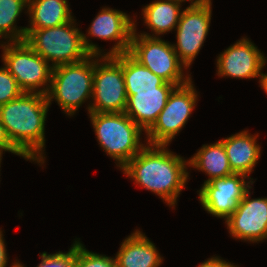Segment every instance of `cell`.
<instances>
[{
	"label": "cell",
	"mask_w": 267,
	"mask_h": 267,
	"mask_svg": "<svg viewBox=\"0 0 267 267\" xmlns=\"http://www.w3.org/2000/svg\"><path fill=\"white\" fill-rule=\"evenodd\" d=\"M3 231L0 230V267H6L8 264V255L7 249L5 245V240L3 239Z\"/></svg>",
	"instance_id": "cell-28"
},
{
	"label": "cell",
	"mask_w": 267,
	"mask_h": 267,
	"mask_svg": "<svg viewBox=\"0 0 267 267\" xmlns=\"http://www.w3.org/2000/svg\"><path fill=\"white\" fill-rule=\"evenodd\" d=\"M175 87L166 82L156 90L134 91V95L127 98L124 112L146 133L156 122Z\"/></svg>",
	"instance_id": "cell-15"
},
{
	"label": "cell",
	"mask_w": 267,
	"mask_h": 267,
	"mask_svg": "<svg viewBox=\"0 0 267 267\" xmlns=\"http://www.w3.org/2000/svg\"><path fill=\"white\" fill-rule=\"evenodd\" d=\"M46 95L23 93L0 106V122L11 143L27 158L44 165L45 121L49 108Z\"/></svg>",
	"instance_id": "cell-2"
},
{
	"label": "cell",
	"mask_w": 267,
	"mask_h": 267,
	"mask_svg": "<svg viewBox=\"0 0 267 267\" xmlns=\"http://www.w3.org/2000/svg\"><path fill=\"white\" fill-rule=\"evenodd\" d=\"M134 23L125 12L104 7L92 21L87 35L117 41L104 56L119 55L129 51Z\"/></svg>",
	"instance_id": "cell-14"
},
{
	"label": "cell",
	"mask_w": 267,
	"mask_h": 267,
	"mask_svg": "<svg viewBox=\"0 0 267 267\" xmlns=\"http://www.w3.org/2000/svg\"><path fill=\"white\" fill-rule=\"evenodd\" d=\"M187 166L189 161L168 150L167 145L146 143L121 170L135 181L134 184L157 194L169 207L174 208L189 179Z\"/></svg>",
	"instance_id": "cell-1"
},
{
	"label": "cell",
	"mask_w": 267,
	"mask_h": 267,
	"mask_svg": "<svg viewBox=\"0 0 267 267\" xmlns=\"http://www.w3.org/2000/svg\"><path fill=\"white\" fill-rule=\"evenodd\" d=\"M250 194L248 189L225 223L235 239L257 243L267 239V198L251 199Z\"/></svg>",
	"instance_id": "cell-13"
},
{
	"label": "cell",
	"mask_w": 267,
	"mask_h": 267,
	"mask_svg": "<svg viewBox=\"0 0 267 267\" xmlns=\"http://www.w3.org/2000/svg\"><path fill=\"white\" fill-rule=\"evenodd\" d=\"M95 55L84 60L53 67L47 101L55 99L60 108L73 116L78 108L92 98Z\"/></svg>",
	"instance_id": "cell-5"
},
{
	"label": "cell",
	"mask_w": 267,
	"mask_h": 267,
	"mask_svg": "<svg viewBox=\"0 0 267 267\" xmlns=\"http://www.w3.org/2000/svg\"><path fill=\"white\" fill-rule=\"evenodd\" d=\"M25 8H28V0H0V39L7 38L8 42L25 40L26 27H16V21Z\"/></svg>",
	"instance_id": "cell-22"
},
{
	"label": "cell",
	"mask_w": 267,
	"mask_h": 267,
	"mask_svg": "<svg viewBox=\"0 0 267 267\" xmlns=\"http://www.w3.org/2000/svg\"><path fill=\"white\" fill-rule=\"evenodd\" d=\"M212 5H189L180 16L176 45L172 44L179 60L189 69L208 35Z\"/></svg>",
	"instance_id": "cell-11"
},
{
	"label": "cell",
	"mask_w": 267,
	"mask_h": 267,
	"mask_svg": "<svg viewBox=\"0 0 267 267\" xmlns=\"http://www.w3.org/2000/svg\"><path fill=\"white\" fill-rule=\"evenodd\" d=\"M192 83L191 79L184 85L176 86L170 93L166 106L146 132L147 144L168 146L185 127L198 100L196 88Z\"/></svg>",
	"instance_id": "cell-9"
},
{
	"label": "cell",
	"mask_w": 267,
	"mask_h": 267,
	"mask_svg": "<svg viewBox=\"0 0 267 267\" xmlns=\"http://www.w3.org/2000/svg\"><path fill=\"white\" fill-rule=\"evenodd\" d=\"M79 240L73 242L74 267H118L115 257L88 251Z\"/></svg>",
	"instance_id": "cell-23"
},
{
	"label": "cell",
	"mask_w": 267,
	"mask_h": 267,
	"mask_svg": "<svg viewBox=\"0 0 267 267\" xmlns=\"http://www.w3.org/2000/svg\"><path fill=\"white\" fill-rule=\"evenodd\" d=\"M91 100L93 103L87 107L88 114L125 111L127 94L123 76V53L115 56L95 55Z\"/></svg>",
	"instance_id": "cell-6"
},
{
	"label": "cell",
	"mask_w": 267,
	"mask_h": 267,
	"mask_svg": "<svg viewBox=\"0 0 267 267\" xmlns=\"http://www.w3.org/2000/svg\"><path fill=\"white\" fill-rule=\"evenodd\" d=\"M13 265L11 267H24L23 264H21L19 261H14V263H12Z\"/></svg>",
	"instance_id": "cell-31"
},
{
	"label": "cell",
	"mask_w": 267,
	"mask_h": 267,
	"mask_svg": "<svg viewBox=\"0 0 267 267\" xmlns=\"http://www.w3.org/2000/svg\"><path fill=\"white\" fill-rule=\"evenodd\" d=\"M123 76L127 98L134 95V91L156 90L166 83L164 79L140 64L128 52L123 53Z\"/></svg>",
	"instance_id": "cell-21"
},
{
	"label": "cell",
	"mask_w": 267,
	"mask_h": 267,
	"mask_svg": "<svg viewBox=\"0 0 267 267\" xmlns=\"http://www.w3.org/2000/svg\"><path fill=\"white\" fill-rule=\"evenodd\" d=\"M136 23L128 53L140 64L164 79L167 83L181 86L191 80L185 75L186 66L179 60L171 43L160 37H147L136 33ZM185 75V76H184Z\"/></svg>",
	"instance_id": "cell-8"
},
{
	"label": "cell",
	"mask_w": 267,
	"mask_h": 267,
	"mask_svg": "<svg viewBox=\"0 0 267 267\" xmlns=\"http://www.w3.org/2000/svg\"><path fill=\"white\" fill-rule=\"evenodd\" d=\"M258 136V134L251 135L247 130H244L221 139L234 173L249 177L253 171L261 156V147L256 143Z\"/></svg>",
	"instance_id": "cell-16"
},
{
	"label": "cell",
	"mask_w": 267,
	"mask_h": 267,
	"mask_svg": "<svg viewBox=\"0 0 267 267\" xmlns=\"http://www.w3.org/2000/svg\"><path fill=\"white\" fill-rule=\"evenodd\" d=\"M266 58L254 43L243 37L217 57V75L237 79L259 78L261 84Z\"/></svg>",
	"instance_id": "cell-12"
},
{
	"label": "cell",
	"mask_w": 267,
	"mask_h": 267,
	"mask_svg": "<svg viewBox=\"0 0 267 267\" xmlns=\"http://www.w3.org/2000/svg\"><path fill=\"white\" fill-rule=\"evenodd\" d=\"M245 179H250V181ZM254 182L251 177L233 173L232 175L203 183L198 191V198L207 213L226 221L236 210L246 191L252 188L250 185Z\"/></svg>",
	"instance_id": "cell-10"
},
{
	"label": "cell",
	"mask_w": 267,
	"mask_h": 267,
	"mask_svg": "<svg viewBox=\"0 0 267 267\" xmlns=\"http://www.w3.org/2000/svg\"><path fill=\"white\" fill-rule=\"evenodd\" d=\"M39 256L42 258L41 263L36 267H74L73 244L67 253L59 251L47 254V252H42Z\"/></svg>",
	"instance_id": "cell-25"
},
{
	"label": "cell",
	"mask_w": 267,
	"mask_h": 267,
	"mask_svg": "<svg viewBox=\"0 0 267 267\" xmlns=\"http://www.w3.org/2000/svg\"><path fill=\"white\" fill-rule=\"evenodd\" d=\"M75 19L50 28L26 30V43L52 67L76 63L89 55L104 56L100 47L76 28ZM102 53V54H101Z\"/></svg>",
	"instance_id": "cell-3"
},
{
	"label": "cell",
	"mask_w": 267,
	"mask_h": 267,
	"mask_svg": "<svg viewBox=\"0 0 267 267\" xmlns=\"http://www.w3.org/2000/svg\"><path fill=\"white\" fill-rule=\"evenodd\" d=\"M89 117L99 145L120 169L146 145L142 129L125 113H95Z\"/></svg>",
	"instance_id": "cell-4"
},
{
	"label": "cell",
	"mask_w": 267,
	"mask_h": 267,
	"mask_svg": "<svg viewBox=\"0 0 267 267\" xmlns=\"http://www.w3.org/2000/svg\"><path fill=\"white\" fill-rule=\"evenodd\" d=\"M181 2L189 1L190 5H212L211 0H179Z\"/></svg>",
	"instance_id": "cell-29"
},
{
	"label": "cell",
	"mask_w": 267,
	"mask_h": 267,
	"mask_svg": "<svg viewBox=\"0 0 267 267\" xmlns=\"http://www.w3.org/2000/svg\"><path fill=\"white\" fill-rule=\"evenodd\" d=\"M1 160H2V155L0 154V167H1V162H2Z\"/></svg>",
	"instance_id": "cell-32"
},
{
	"label": "cell",
	"mask_w": 267,
	"mask_h": 267,
	"mask_svg": "<svg viewBox=\"0 0 267 267\" xmlns=\"http://www.w3.org/2000/svg\"><path fill=\"white\" fill-rule=\"evenodd\" d=\"M3 65L24 93H48L53 67L26 41L0 43ZM41 87V88H40Z\"/></svg>",
	"instance_id": "cell-7"
},
{
	"label": "cell",
	"mask_w": 267,
	"mask_h": 267,
	"mask_svg": "<svg viewBox=\"0 0 267 267\" xmlns=\"http://www.w3.org/2000/svg\"><path fill=\"white\" fill-rule=\"evenodd\" d=\"M23 93L8 69L5 66L0 67V106L20 97Z\"/></svg>",
	"instance_id": "cell-24"
},
{
	"label": "cell",
	"mask_w": 267,
	"mask_h": 267,
	"mask_svg": "<svg viewBox=\"0 0 267 267\" xmlns=\"http://www.w3.org/2000/svg\"><path fill=\"white\" fill-rule=\"evenodd\" d=\"M260 86L267 94V73H263Z\"/></svg>",
	"instance_id": "cell-30"
},
{
	"label": "cell",
	"mask_w": 267,
	"mask_h": 267,
	"mask_svg": "<svg viewBox=\"0 0 267 267\" xmlns=\"http://www.w3.org/2000/svg\"><path fill=\"white\" fill-rule=\"evenodd\" d=\"M155 245L140 230L126 237L116 256L118 267H160L163 258Z\"/></svg>",
	"instance_id": "cell-17"
},
{
	"label": "cell",
	"mask_w": 267,
	"mask_h": 267,
	"mask_svg": "<svg viewBox=\"0 0 267 267\" xmlns=\"http://www.w3.org/2000/svg\"><path fill=\"white\" fill-rule=\"evenodd\" d=\"M188 161L189 167L205 172L209 176L204 183L234 173L221 140L213 144L203 145Z\"/></svg>",
	"instance_id": "cell-20"
},
{
	"label": "cell",
	"mask_w": 267,
	"mask_h": 267,
	"mask_svg": "<svg viewBox=\"0 0 267 267\" xmlns=\"http://www.w3.org/2000/svg\"><path fill=\"white\" fill-rule=\"evenodd\" d=\"M3 151L11 152L15 155L21 156L24 159H27L10 141L5 131L4 126L0 122V154H3Z\"/></svg>",
	"instance_id": "cell-26"
},
{
	"label": "cell",
	"mask_w": 267,
	"mask_h": 267,
	"mask_svg": "<svg viewBox=\"0 0 267 267\" xmlns=\"http://www.w3.org/2000/svg\"><path fill=\"white\" fill-rule=\"evenodd\" d=\"M198 267H237V265L232 264L231 262H227L225 260H222V258L216 256L211 257L201 263Z\"/></svg>",
	"instance_id": "cell-27"
},
{
	"label": "cell",
	"mask_w": 267,
	"mask_h": 267,
	"mask_svg": "<svg viewBox=\"0 0 267 267\" xmlns=\"http://www.w3.org/2000/svg\"><path fill=\"white\" fill-rule=\"evenodd\" d=\"M68 0H28L29 27L26 30L56 27L74 19Z\"/></svg>",
	"instance_id": "cell-19"
},
{
	"label": "cell",
	"mask_w": 267,
	"mask_h": 267,
	"mask_svg": "<svg viewBox=\"0 0 267 267\" xmlns=\"http://www.w3.org/2000/svg\"><path fill=\"white\" fill-rule=\"evenodd\" d=\"M181 5L182 2L179 0H158L147 4L142 9V15L144 23L153 34L144 32L140 35L159 37L175 29L182 13Z\"/></svg>",
	"instance_id": "cell-18"
}]
</instances>
